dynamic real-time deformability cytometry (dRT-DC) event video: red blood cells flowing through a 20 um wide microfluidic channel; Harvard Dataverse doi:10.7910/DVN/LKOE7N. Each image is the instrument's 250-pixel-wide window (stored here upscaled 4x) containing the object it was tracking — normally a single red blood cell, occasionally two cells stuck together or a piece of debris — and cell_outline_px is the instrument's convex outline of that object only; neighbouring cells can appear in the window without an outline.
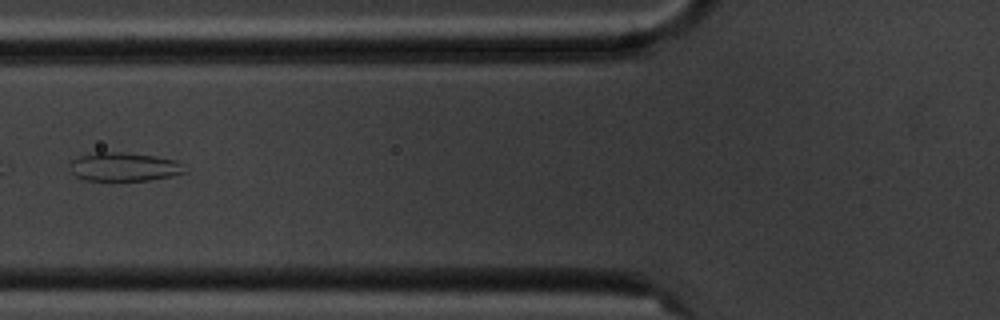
{"species": "common noctule bat (a hibernating species)", "species_latin": "Nyctalus noctula", "temperature_condition": "cold", "stored_images_in_passage": 9, "camera_frame_rate_fps": 3000, "um_per_image_px": 0.085, "animal": {"sex": "male", "body_mass_g": 20.1, "forearm_length_mm": 53.5}, "frame": {"image": 1, "passage_image": 6, "time_ms": 6.0, "image_size_px": [1000, 320], "cell_outline_px": [[188, 172], [172, 176], [152, 180], [84, 180], [76, 176], [72, 172], [68, 164], [72, 160], [80, 156], [96, 152], [124, 152], [156, 156], [176, 160]], "centroid_in_image_um": [10.55, 14.18], "position_along_channel_um": 115.3, "area_um2": 19.25}}
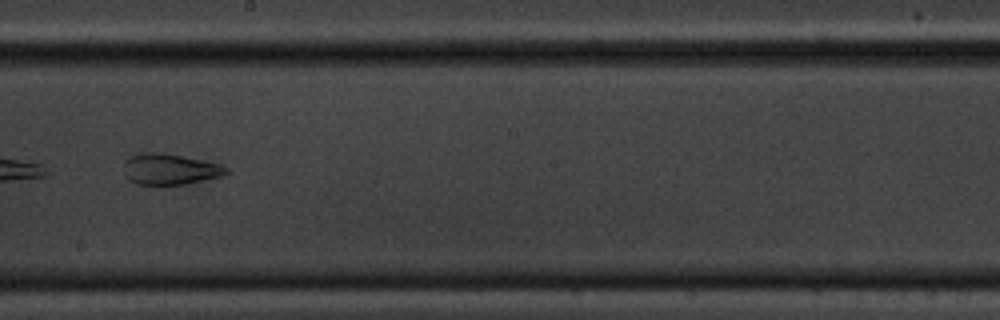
{"frame": {"image": 2, "passage_image": 9, "time_ms": 9.333, "image_size_px": [1000, 320], "cell_outline_px": [[228, 172], [224, 176], [184, 184], [136, 184], [128, 180], [124, 176], [124, 164], [132, 156], [144, 152], [160, 152], [220, 164], [228, 168]], "centroid_in_image_um": [14.44, 14.39], "position_along_channel_um": 233.8, "area_um2": 18.26}}